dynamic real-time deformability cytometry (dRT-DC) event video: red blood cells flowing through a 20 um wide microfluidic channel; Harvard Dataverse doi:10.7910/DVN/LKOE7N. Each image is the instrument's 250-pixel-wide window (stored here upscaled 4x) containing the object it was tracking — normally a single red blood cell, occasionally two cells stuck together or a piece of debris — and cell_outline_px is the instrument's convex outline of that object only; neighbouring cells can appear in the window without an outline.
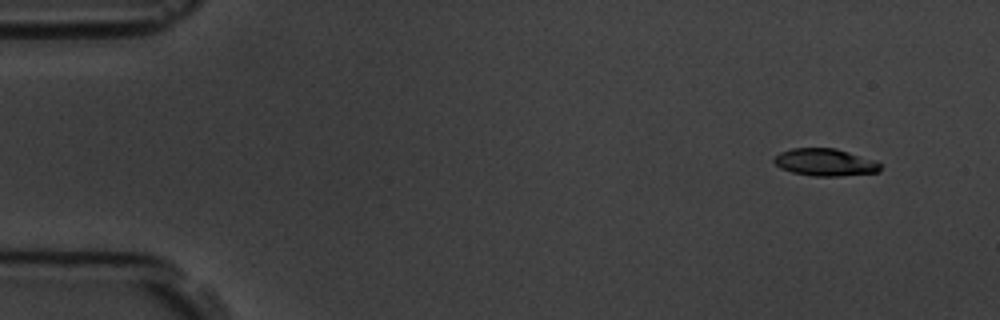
{"species": "common noctule bat (a hibernating species)", "species_latin": "Nyctalus noctula", "temperature_condition": "room temperature", "stored_images_in_passage": 7, "camera_frame_rate_fps": 3000, "um_per_image_px": 0.085, "animal": {"sex": "male", "body_mass_g": 19.5, "forearm_length_mm": 54.6}, "frame": {"image": 1, "passage_image": 2, "time_ms": 1.333, "image_size_px": [1000, 320], "cell_outline_px": [[880, 172], [840, 176], [812, 176], [792, 172], [780, 168], [772, 160], [772, 156], [780, 152], [792, 148], [836, 148], [872, 160], [880, 164]], "centroid_in_image_um": [70.07, 13.8], "position_along_channel_um": 14.9, "area_um2": 16.88}}
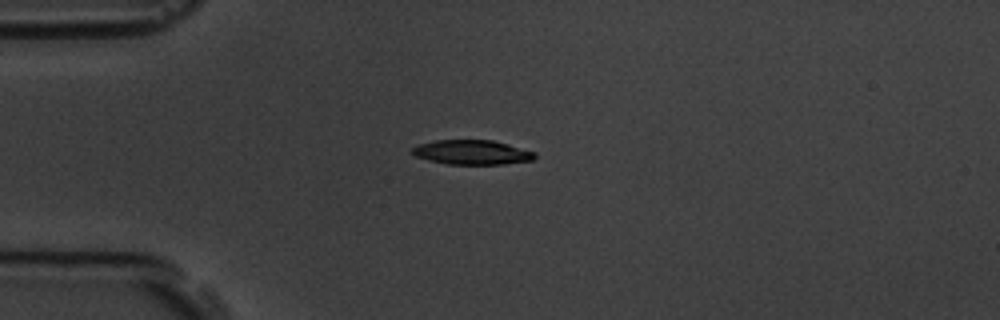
{"frame": {"image": 2, "passage_image": 5, "time_ms": 4.667, "image_size_px": [1000, 320], "cell_outline_px": [[536, 156], [532, 160], [504, 164], [448, 164], [428, 160], [416, 156], [408, 152], [412, 148], [420, 144], [436, 140], [492, 140], [508, 144], [536, 152]], "centroid_in_image_um": [40.11, 12.94], "position_along_channel_um": 44.9, "area_um2": 17.51}}
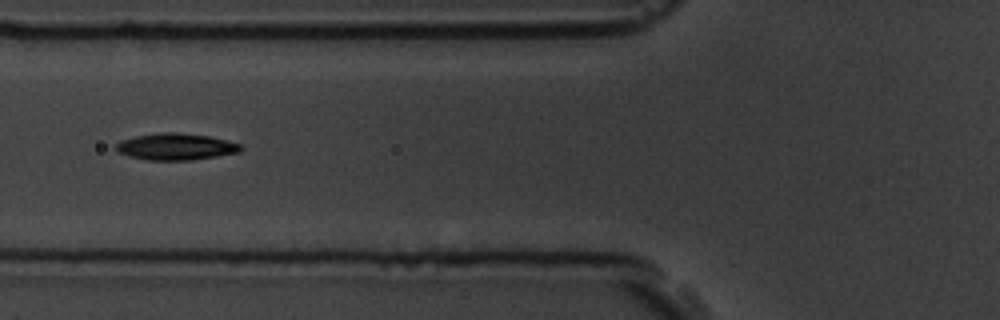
{"frame": {"image": 3, "passage_image": 7, "time_ms": 7.0, "image_size_px": [1000, 320], "cell_outline_px": [[244, 148], [240, 152], [192, 160], [148, 160], [128, 156], [116, 152], [112, 148], [120, 140], [136, 136], [160, 132], [176, 132], [208, 136], [240, 144]], "centroid_in_image_um": [14.88, 12.47], "position_along_channel_um": 110.9, "area_um2": 19.48}}